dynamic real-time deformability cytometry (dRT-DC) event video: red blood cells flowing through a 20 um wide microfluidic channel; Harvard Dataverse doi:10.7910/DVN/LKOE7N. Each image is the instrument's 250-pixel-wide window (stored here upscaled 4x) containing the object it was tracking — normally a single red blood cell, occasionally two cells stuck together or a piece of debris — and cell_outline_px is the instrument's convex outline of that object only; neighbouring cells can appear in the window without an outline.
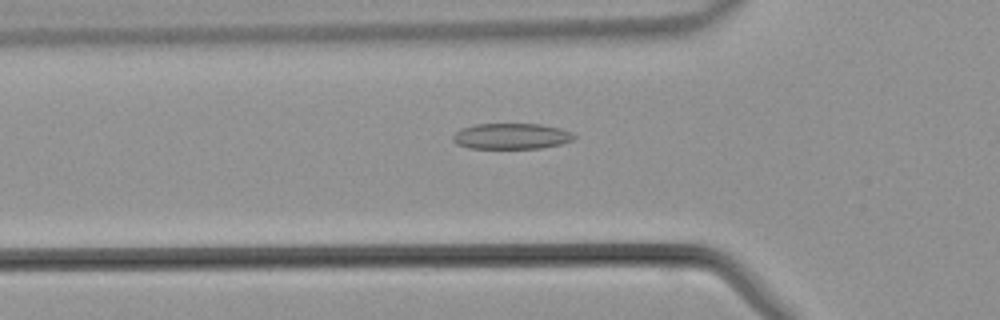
{"species": "common noctule bat (a hibernating species)", "species_latin": "Nyctalus noctula", "temperature_condition": "warm", "stored_images_in_passage": 27, "camera_frame_rate_fps": 3000, "um_per_image_px": 0.085, "animal": {"sex": "male", "body_mass_g": 21.5, "forearm_length_mm": 52.0}, "frame": {"image": 1, "passage_image": 6, "time_ms": 1.667, "image_size_px": [1000, 320], "cell_outline_px": [[576, 136], [572, 140], [560, 144], [540, 148], [468, 148], [456, 144], [452, 140], [452, 136], [460, 128], [476, 124], [540, 124], [560, 128], [572, 132]], "centroid_in_image_um": [43.44, 11.57], "position_along_channel_um": 82.4, "area_um2": 18.26}}
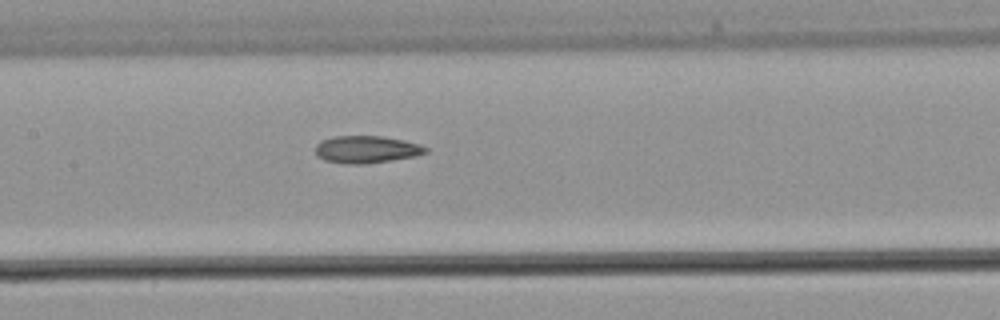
{"frame": {"image": 2, "passage_image": 12, "time_ms": 3.667, "image_size_px": [1000, 320], "cell_outline_px": [[428, 152], [416, 156], [392, 160], [364, 164], [352, 164], [324, 160], [316, 156], [316, 144], [320, 140], [332, 136], [384, 136], [404, 140], [420, 144], [428, 148]], "centroid_in_image_um": [31.15, 12.69], "position_along_channel_um": 176.2, "area_um2": 17.69}}
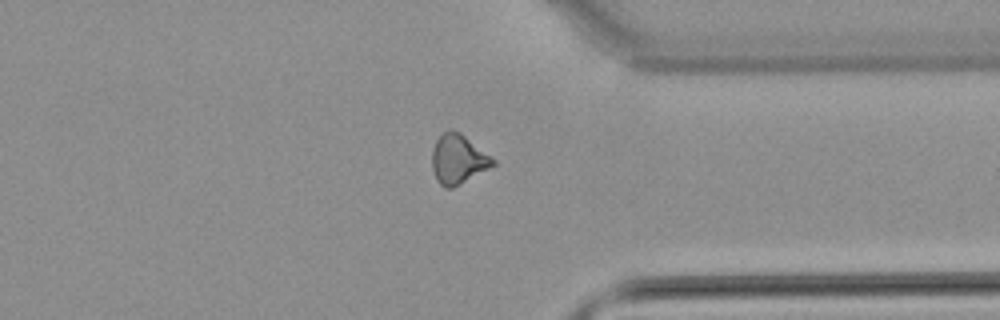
{"frame": {"image": 3, "passage_image": 25, "time_ms": 8.0, "image_size_px": [1000, 320], "cell_outline_px": [[496, 164], [452, 188], [444, 188], [436, 180], [432, 168], [432, 152], [436, 140], [448, 128], [452, 128], [460, 132], [496, 160]], "centroid_in_image_um": [38.92, 13.52], "position_along_channel_um": 372.5, "area_um2": 17.46}}